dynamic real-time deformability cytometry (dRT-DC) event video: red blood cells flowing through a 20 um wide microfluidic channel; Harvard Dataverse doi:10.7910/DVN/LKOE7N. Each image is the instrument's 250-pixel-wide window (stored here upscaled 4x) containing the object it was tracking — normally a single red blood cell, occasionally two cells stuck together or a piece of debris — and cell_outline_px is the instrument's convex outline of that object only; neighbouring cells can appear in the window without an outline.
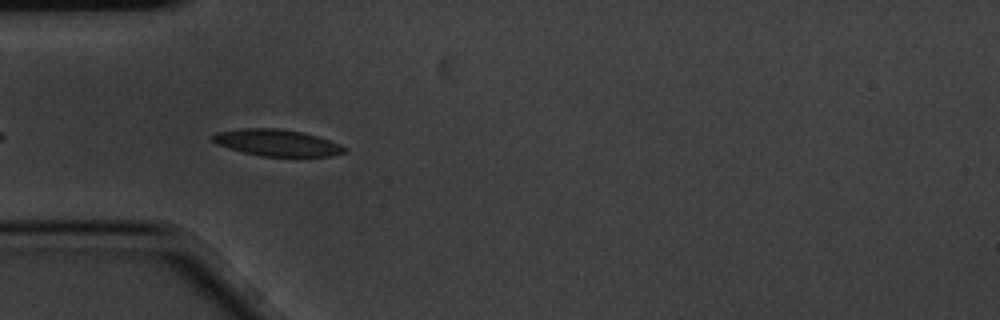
{"species": "common noctule bat (a hibernating species)", "species_latin": "Nyctalus noctula", "temperature_condition": "cold", "stored_images_in_passage": 4, "camera_frame_rate_fps": 3000, "um_per_image_px": 0.085, "animal": {"sex": "male", "body_mass_g": 20.1, "forearm_length_mm": 53.5}, "frame": {"image": 1, "passage_image": 4, "time_ms": 1.0, "image_size_px": [1000, 320], "cell_outline_px": [[344, 152], [328, 156], [260, 156], [244, 152], [216, 144], [212, 140], [212, 136], [216, 132], [240, 128], [280, 128], [304, 132], [340, 144], [344, 148]], "centroid_in_image_um": [23.49, 12.12], "position_along_channel_um": 61.5, "area_um2": 20.23}}